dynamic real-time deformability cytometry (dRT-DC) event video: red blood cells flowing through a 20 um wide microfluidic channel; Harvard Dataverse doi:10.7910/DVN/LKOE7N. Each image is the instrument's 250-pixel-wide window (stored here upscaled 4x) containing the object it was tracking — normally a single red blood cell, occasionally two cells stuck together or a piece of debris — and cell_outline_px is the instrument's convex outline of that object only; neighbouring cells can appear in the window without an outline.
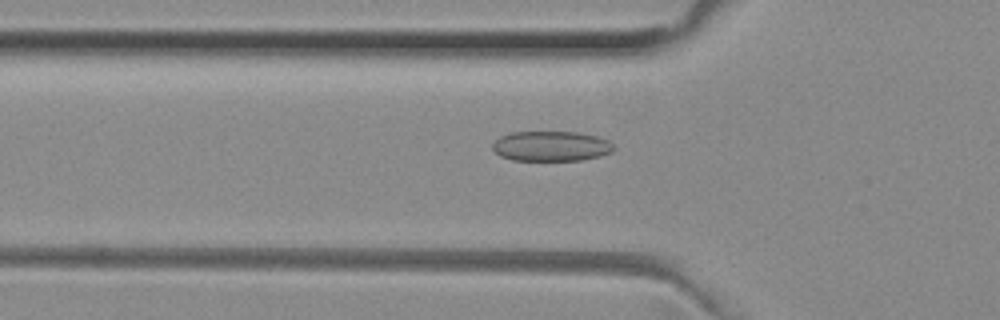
{"species": "common noctule bat (a hibernating species)", "species_latin": "Nyctalus noctula", "temperature_condition": "room temperature", "stored_images_in_passage": 51, "camera_frame_rate_fps": 3000, "um_per_image_px": 0.085, "animal": {"sex": "female", "body_mass_g": 29.2, "forearm_length_mm": 56.3}, "frame": {"image": 1, "passage_image": 17, "time_ms": 5.333, "image_size_px": [1000, 320], "cell_outline_px": [[616, 148], [612, 152], [600, 156], [580, 160], [512, 160], [500, 156], [492, 148], [492, 144], [500, 136], [512, 132], [576, 132], [596, 136], [608, 140]], "centroid_in_image_um": [46.85, 12.42], "position_along_channel_um": 79.0, "area_um2": 21.21}}
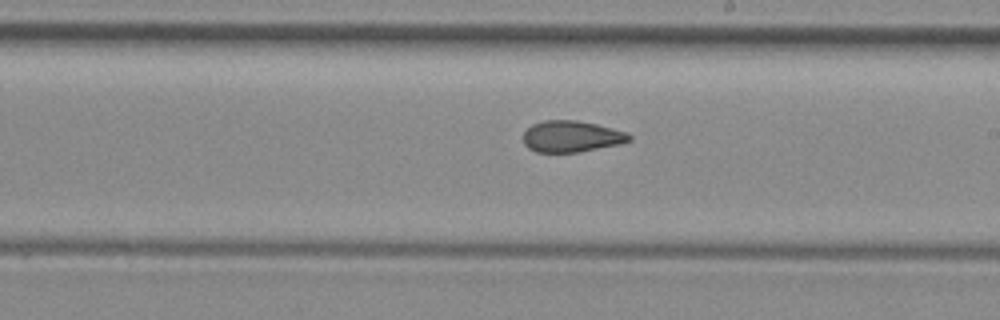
{"frame": {"image": 2, "passage_image": 29, "time_ms": 9.333, "image_size_px": [1000, 320], "cell_outline_px": [[632, 140], [620, 144], [580, 152], [536, 152], [528, 148], [524, 144], [524, 132], [532, 124], [544, 120], [576, 120], [596, 124], [628, 132], [632, 136]], "centroid_in_image_um": [48.6, 11.6], "position_along_channel_um": 240.4, "area_um2": 19.48}}
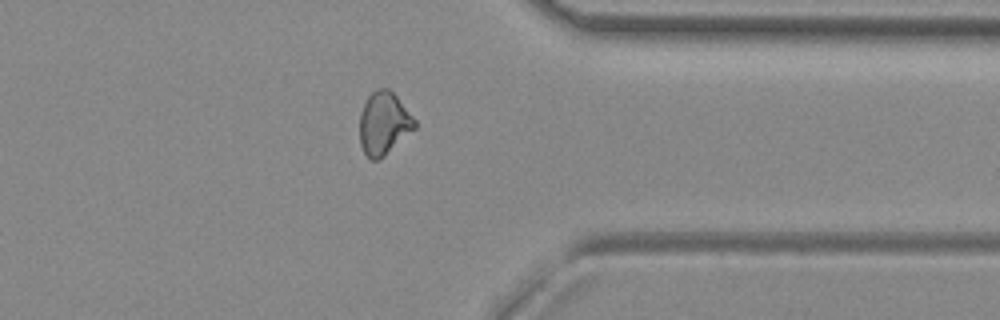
{"frame": {"image": 3, "passage_image": 40, "time_ms": 13.0, "image_size_px": [1000, 320], "cell_outline_px": [[416, 128], [384, 156], [376, 160], [372, 160], [364, 152], [360, 144], [360, 112], [368, 96], [372, 92], [380, 88], [388, 88], [396, 96], [416, 120]], "centroid_in_image_um": [32.62, 10.49], "position_along_channel_um": 378.8, "area_um2": 19.94}, "authors_computed_cell_mechanics": {"area_um2": 20.6924, "velocity_mm_per_s": 4.0256, "shape_relaxation_time_tau1_ms": null, "shape_relaxation_time_tau2_ms": 1.8899, "deformation_change_tau1": null, "deformation_change_tau2": 0.0775}}